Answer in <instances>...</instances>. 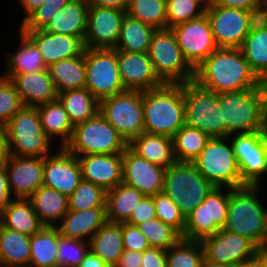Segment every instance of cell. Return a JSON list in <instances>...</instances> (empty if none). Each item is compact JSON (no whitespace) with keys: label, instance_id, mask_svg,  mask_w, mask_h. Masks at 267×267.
<instances>
[{"label":"cell","instance_id":"1","mask_svg":"<svg viewBox=\"0 0 267 267\" xmlns=\"http://www.w3.org/2000/svg\"><path fill=\"white\" fill-rule=\"evenodd\" d=\"M194 81L217 93L255 88L262 83L240 48H217L195 69Z\"/></svg>","mask_w":267,"mask_h":267},{"label":"cell","instance_id":"2","mask_svg":"<svg viewBox=\"0 0 267 267\" xmlns=\"http://www.w3.org/2000/svg\"><path fill=\"white\" fill-rule=\"evenodd\" d=\"M219 106L224 121V137L238 131H267V83L241 91L219 93Z\"/></svg>","mask_w":267,"mask_h":267},{"label":"cell","instance_id":"3","mask_svg":"<svg viewBox=\"0 0 267 267\" xmlns=\"http://www.w3.org/2000/svg\"><path fill=\"white\" fill-rule=\"evenodd\" d=\"M260 185L229 188L227 220L223 229L248 238L267 250V211L257 194Z\"/></svg>","mask_w":267,"mask_h":267},{"label":"cell","instance_id":"4","mask_svg":"<svg viewBox=\"0 0 267 267\" xmlns=\"http://www.w3.org/2000/svg\"><path fill=\"white\" fill-rule=\"evenodd\" d=\"M144 132L173 137L185 125L184 84L142 91Z\"/></svg>","mask_w":267,"mask_h":267},{"label":"cell","instance_id":"5","mask_svg":"<svg viewBox=\"0 0 267 267\" xmlns=\"http://www.w3.org/2000/svg\"><path fill=\"white\" fill-rule=\"evenodd\" d=\"M213 188L193 162L176 161L166 169L162 192L169 196L186 218Z\"/></svg>","mask_w":267,"mask_h":267},{"label":"cell","instance_id":"6","mask_svg":"<svg viewBox=\"0 0 267 267\" xmlns=\"http://www.w3.org/2000/svg\"><path fill=\"white\" fill-rule=\"evenodd\" d=\"M9 155L46 157L50 139L42 129L37 107L24 106L5 125Z\"/></svg>","mask_w":267,"mask_h":267},{"label":"cell","instance_id":"7","mask_svg":"<svg viewBox=\"0 0 267 267\" xmlns=\"http://www.w3.org/2000/svg\"><path fill=\"white\" fill-rule=\"evenodd\" d=\"M128 143L98 112L92 118L74 126L65 148L73 155L122 154Z\"/></svg>","mask_w":267,"mask_h":267},{"label":"cell","instance_id":"8","mask_svg":"<svg viewBox=\"0 0 267 267\" xmlns=\"http://www.w3.org/2000/svg\"><path fill=\"white\" fill-rule=\"evenodd\" d=\"M148 56L159 79L166 84H184L194 80L195 70L184 58L170 28L157 29L151 39Z\"/></svg>","mask_w":267,"mask_h":267},{"label":"cell","instance_id":"9","mask_svg":"<svg viewBox=\"0 0 267 267\" xmlns=\"http://www.w3.org/2000/svg\"><path fill=\"white\" fill-rule=\"evenodd\" d=\"M184 103L185 125L201 130L210 138H224L219 93L192 80L184 83Z\"/></svg>","mask_w":267,"mask_h":267},{"label":"cell","instance_id":"10","mask_svg":"<svg viewBox=\"0 0 267 267\" xmlns=\"http://www.w3.org/2000/svg\"><path fill=\"white\" fill-rule=\"evenodd\" d=\"M227 138H210L199 156L193 161L197 170L214 186L237 188L244 186L234 156L232 144Z\"/></svg>","mask_w":267,"mask_h":267},{"label":"cell","instance_id":"11","mask_svg":"<svg viewBox=\"0 0 267 267\" xmlns=\"http://www.w3.org/2000/svg\"><path fill=\"white\" fill-rule=\"evenodd\" d=\"M99 113L127 143L144 133L142 91L125 90L100 100Z\"/></svg>","mask_w":267,"mask_h":267},{"label":"cell","instance_id":"12","mask_svg":"<svg viewBox=\"0 0 267 267\" xmlns=\"http://www.w3.org/2000/svg\"><path fill=\"white\" fill-rule=\"evenodd\" d=\"M86 86L98 100L125 91L119 75L117 50L85 48Z\"/></svg>","mask_w":267,"mask_h":267},{"label":"cell","instance_id":"13","mask_svg":"<svg viewBox=\"0 0 267 267\" xmlns=\"http://www.w3.org/2000/svg\"><path fill=\"white\" fill-rule=\"evenodd\" d=\"M223 187H214L187 217L183 239L202 241L223 229L227 220L229 206L228 192L222 193Z\"/></svg>","mask_w":267,"mask_h":267},{"label":"cell","instance_id":"14","mask_svg":"<svg viewBox=\"0 0 267 267\" xmlns=\"http://www.w3.org/2000/svg\"><path fill=\"white\" fill-rule=\"evenodd\" d=\"M205 14L218 48H240L258 17L249 11L226 8L211 3Z\"/></svg>","mask_w":267,"mask_h":267},{"label":"cell","instance_id":"15","mask_svg":"<svg viewBox=\"0 0 267 267\" xmlns=\"http://www.w3.org/2000/svg\"><path fill=\"white\" fill-rule=\"evenodd\" d=\"M234 156L245 185H259L267 172V131L241 133L231 141Z\"/></svg>","mask_w":267,"mask_h":267},{"label":"cell","instance_id":"16","mask_svg":"<svg viewBox=\"0 0 267 267\" xmlns=\"http://www.w3.org/2000/svg\"><path fill=\"white\" fill-rule=\"evenodd\" d=\"M171 30L184 58L194 70L218 48L206 14Z\"/></svg>","mask_w":267,"mask_h":267},{"label":"cell","instance_id":"17","mask_svg":"<svg viewBox=\"0 0 267 267\" xmlns=\"http://www.w3.org/2000/svg\"><path fill=\"white\" fill-rule=\"evenodd\" d=\"M207 261L239 266L260 249L248 238L220 229L201 241Z\"/></svg>","mask_w":267,"mask_h":267},{"label":"cell","instance_id":"18","mask_svg":"<svg viewBox=\"0 0 267 267\" xmlns=\"http://www.w3.org/2000/svg\"><path fill=\"white\" fill-rule=\"evenodd\" d=\"M125 14L121 9L90 5L85 48L115 49Z\"/></svg>","mask_w":267,"mask_h":267},{"label":"cell","instance_id":"19","mask_svg":"<svg viewBox=\"0 0 267 267\" xmlns=\"http://www.w3.org/2000/svg\"><path fill=\"white\" fill-rule=\"evenodd\" d=\"M166 168L140 157L129 147L122 153L123 182L133 186L145 196L163 191Z\"/></svg>","mask_w":267,"mask_h":267},{"label":"cell","instance_id":"20","mask_svg":"<svg viewBox=\"0 0 267 267\" xmlns=\"http://www.w3.org/2000/svg\"><path fill=\"white\" fill-rule=\"evenodd\" d=\"M43 186L52 188L69 197L83 180L77 156L65 147L58 153L44 157Z\"/></svg>","mask_w":267,"mask_h":267},{"label":"cell","instance_id":"21","mask_svg":"<svg viewBox=\"0 0 267 267\" xmlns=\"http://www.w3.org/2000/svg\"><path fill=\"white\" fill-rule=\"evenodd\" d=\"M15 199H28L44 182V157L9 155L4 163Z\"/></svg>","mask_w":267,"mask_h":267},{"label":"cell","instance_id":"22","mask_svg":"<svg viewBox=\"0 0 267 267\" xmlns=\"http://www.w3.org/2000/svg\"><path fill=\"white\" fill-rule=\"evenodd\" d=\"M119 75L126 90L148 91L164 83L156 75L148 53L117 50Z\"/></svg>","mask_w":267,"mask_h":267},{"label":"cell","instance_id":"23","mask_svg":"<svg viewBox=\"0 0 267 267\" xmlns=\"http://www.w3.org/2000/svg\"><path fill=\"white\" fill-rule=\"evenodd\" d=\"M83 180L106 192L123 182L122 154H88L77 157Z\"/></svg>","mask_w":267,"mask_h":267},{"label":"cell","instance_id":"24","mask_svg":"<svg viewBox=\"0 0 267 267\" xmlns=\"http://www.w3.org/2000/svg\"><path fill=\"white\" fill-rule=\"evenodd\" d=\"M39 49L46 67L60 61L81 55L84 42L78 37L39 30H19Z\"/></svg>","mask_w":267,"mask_h":267},{"label":"cell","instance_id":"25","mask_svg":"<svg viewBox=\"0 0 267 267\" xmlns=\"http://www.w3.org/2000/svg\"><path fill=\"white\" fill-rule=\"evenodd\" d=\"M9 80L15 86L24 106L36 107L58 99V92L47 69L13 74Z\"/></svg>","mask_w":267,"mask_h":267},{"label":"cell","instance_id":"26","mask_svg":"<svg viewBox=\"0 0 267 267\" xmlns=\"http://www.w3.org/2000/svg\"><path fill=\"white\" fill-rule=\"evenodd\" d=\"M106 221V207H96L81 211L68 210L61 219V225H56V228L62 237L83 241L87 237V241L90 242L92 236Z\"/></svg>","mask_w":267,"mask_h":267},{"label":"cell","instance_id":"27","mask_svg":"<svg viewBox=\"0 0 267 267\" xmlns=\"http://www.w3.org/2000/svg\"><path fill=\"white\" fill-rule=\"evenodd\" d=\"M89 6L88 0H71L53 16L42 30L78 37L84 42Z\"/></svg>","mask_w":267,"mask_h":267},{"label":"cell","instance_id":"28","mask_svg":"<svg viewBox=\"0 0 267 267\" xmlns=\"http://www.w3.org/2000/svg\"><path fill=\"white\" fill-rule=\"evenodd\" d=\"M128 147L140 157L166 169L176 162L173 139L169 136L144 132L133 138Z\"/></svg>","mask_w":267,"mask_h":267},{"label":"cell","instance_id":"29","mask_svg":"<svg viewBox=\"0 0 267 267\" xmlns=\"http://www.w3.org/2000/svg\"><path fill=\"white\" fill-rule=\"evenodd\" d=\"M240 50L251 70L267 83V23L261 17L252 24Z\"/></svg>","mask_w":267,"mask_h":267},{"label":"cell","instance_id":"30","mask_svg":"<svg viewBox=\"0 0 267 267\" xmlns=\"http://www.w3.org/2000/svg\"><path fill=\"white\" fill-rule=\"evenodd\" d=\"M28 200L44 226H55L54 222L69 210L68 197L45 186L39 187Z\"/></svg>","mask_w":267,"mask_h":267},{"label":"cell","instance_id":"31","mask_svg":"<svg viewBox=\"0 0 267 267\" xmlns=\"http://www.w3.org/2000/svg\"><path fill=\"white\" fill-rule=\"evenodd\" d=\"M47 70L58 93L86 86L84 52L79 56L60 60L48 66Z\"/></svg>","mask_w":267,"mask_h":267},{"label":"cell","instance_id":"32","mask_svg":"<svg viewBox=\"0 0 267 267\" xmlns=\"http://www.w3.org/2000/svg\"><path fill=\"white\" fill-rule=\"evenodd\" d=\"M90 250L107 265L114 267L121 256L124 246L122 223L106 221L90 240Z\"/></svg>","mask_w":267,"mask_h":267},{"label":"cell","instance_id":"33","mask_svg":"<svg viewBox=\"0 0 267 267\" xmlns=\"http://www.w3.org/2000/svg\"><path fill=\"white\" fill-rule=\"evenodd\" d=\"M36 107L46 136L50 140L53 136L61 137V147H65L71 140L74 126L63 104L56 99Z\"/></svg>","mask_w":267,"mask_h":267},{"label":"cell","instance_id":"34","mask_svg":"<svg viewBox=\"0 0 267 267\" xmlns=\"http://www.w3.org/2000/svg\"><path fill=\"white\" fill-rule=\"evenodd\" d=\"M1 225L30 237L44 226L28 199H12L2 211Z\"/></svg>","mask_w":267,"mask_h":267},{"label":"cell","instance_id":"35","mask_svg":"<svg viewBox=\"0 0 267 267\" xmlns=\"http://www.w3.org/2000/svg\"><path fill=\"white\" fill-rule=\"evenodd\" d=\"M60 233L55 226H43L30 237L29 267H57Z\"/></svg>","mask_w":267,"mask_h":267},{"label":"cell","instance_id":"36","mask_svg":"<svg viewBox=\"0 0 267 267\" xmlns=\"http://www.w3.org/2000/svg\"><path fill=\"white\" fill-rule=\"evenodd\" d=\"M156 30L154 26L125 14L115 50L148 53L152 36Z\"/></svg>","mask_w":267,"mask_h":267},{"label":"cell","instance_id":"37","mask_svg":"<svg viewBox=\"0 0 267 267\" xmlns=\"http://www.w3.org/2000/svg\"><path fill=\"white\" fill-rule=\"evenodd\" d=\"M144 196L136 188L124 182L107 191L105 201L107 221L126 222Z\"/></svg>","mask_w":267,"mask_h":267},{"label":"cell","instance_id":"38","mask_svg":"<svg viewBox=\"0 0 267 267\" xmlns=\"http://www.w3.org/2000/svg\"><path fill=\"white\" fill-rule=\"evenodd\" d=\"M0 256L3 267H29L30 236L0 224Z\"/></svg>","mask_w":267,"mask_h":267},{"label":"cell","instance_id":"39","mask_svg":"<svg viewBox=\"0 0 267 267\" xmlns=\"http://www.w3.org/2000/svg\"><path fill=\"white\" fill-rule=\"evenodd\" d=\"M73 126L92 118L99 112V101L87 88L58 93Z\"/></svg>","mask_w":267,"mask_h":267},{"label":"cell","instance_id":"40","mask_svg":"<svg viewBox=\"0 0 267 267\" xmlns=\"http://www.w3.org/2000/svg\"><path fill=\"white\" fill-rule=\"evenodd\" d=\"M20 39V49L9 56L6 72L2 75L7 79L13 74L38 72L47 69L37 46L21 31Z\"/></svg>","mask_w":267,"mask_h":267},{"label":"cell","instance_id":"41","mask_svg":"<svg viewBox=\"0 0 267 267\" xmlns=\"http://www.w3.org/2000/svg\"><path fill=\"white\" fill-rule=\"evenodd\" d=\"M172 139L176 161L193 162L206 146L210 137L197 128L184 125Z\"/></svg>","mask_w":267,"mask_h":267},{"label":"cell","instance_id":"42","mask_svg":"<svg viewBox=\"0 0 267 267\" xmlns=\"http://www.w3.org/2000/svg\"><path fill=\"white\" fill-rule=\"evenodd\" d=\"M204 249L201 241L181 238L166 250L167 267H201Z\"/></svg>","mask_w":267,"mask_h":267},{"label":"cell","instance_id":"43","mask_svg":"<svg viewBox=\"0 0 267 267\" xmlns=\"http://www.w3.org/2000/svg\"><path fill=\"white\" fill-rule=\"evenodd\" d=\"M126 14L156 29L166 28L167 9L164 0H130Z\"/></svg>","mask_w":267,"mask_h":267},{"label":"cell","instance_id":"44","mask_svg":"<svg viewBox=\"0 0 267 267\" xmlns=\"http://www.w3.org/2000/svg\"><path fill=\"white\" fill-rule=\"evenodd\" d=\"M137 227L146 237L149 245L154 248L167 250L182 238L175 228L157 217L138 224Z\"/></svg>","mask_w":267,"mask_h":267},{"label":"cell","instance_id":"45","mask_svg":"<svg viewBox=\"0 0 267 267\" xmlns=\"http://www.w3.org/2000/svg\"><path fill=\"white\" fill-rule=\"evenodd\" d=\"M106 191L92 182L82 180L68 197L69 210H87L106 207Z\"/></svg>","mask_w":267,"mask_h":267},{"label":"cell","instance_id":"46","mask_svg":"<svg viewBox=\"0 0 267 267\" xmlns=\"http://www.w3.org/2000/svg\"><path fill=\"white\" fill-rule=\"evenodd\" d=\"M201 6V7H200ZM166 28H172L205 14V8L195 0H167Z\"/></svg>","mask_w":267,"mask_h":267},{"label":"cell","instance_id":"47","mask_svg":"<svg viewBox=\"0 0 267 267\" xmlns=\"http://www.w3.org/2000/svg\"><path fill=\"white\" fill-rule=\"evenodd\" d=\"M89 250L90 243L87 240L65 238L60 235L57 267H79Z\"/></svg>","mask_w":267,"mask_h":267},{"label":"cell","instance_id":"48","mask_svg":"<svg viewBox=\"0 0 267 267\" xmlns=\"http://www.w3.org/2000/svg\"><path fill=\"white\" fill-rule=\"evenodd\" d=\"M153 201L157 218L165 224L171 225L183 235L186 218L181 213L179 207L163 192L154 195Z\"/></svg>","mask_w":267,"mask_h":267},{"label":"cell","instance_id":"49","mask_svg":"<svg viewBox=\"0 0 267 267\" xmlns=\"http://www.w3.org/2000/svg\"><path fill=\"white\" fill-rule=\"evenodd\" d=\"M24 107L19 93L13 83L1 76L0 78V124L6 125L8 121Z\"/></svg>","mask_w":267,"mask_h":267},{"label":"cell","instance_id":"50","mask_svg":"<svg viewBox=\"0 0 267 267\" xmlns=\"http://www.w3.org/2000/svg\"><path fill=\"white\" fill-rule=\"evenodd\" d=\"M71 0H45L21 24L20 30L43 29L53 16Z\"/></svg>","mask_w":267,"mask_h":267},{"label":"cell","instance_id":"51","mask_svg":"<svg viewBox=\"0 0 267 267\" xmlns=\"http://www.w3.org/2000/svg\"><path fill=\"white\" fill-rule=\"evenodd\" d=\"M124 250L143 252L151 246L137 226L122 222Z\"/></svg>","mask_w":267,"mask_h":267},{"label":"cell","instance_id":"52","mask_svg":"<svg viewBox=\"0 0 267 267\" xmlns=\"http://www.w3.org/2000/svg\"><path fill=\"white\" fill-rule=\"evenodd\" d=\"M156 217L153 196H144L133 209L131 216L126 223L137 226L138 224Z\"/></svg>","mask_w":267,"mask_h":267},{"label":"cell","instance_id":"53","mask_svg":"<svg viewBox=\"0 0 267 267\" xmlns=\"http://www.w3.org/2000/svg\"><path fill=\"white\" fill-rule=\"evenodd\" d=\"M264 0H212L217 6L235 8L253 12L258 18L261 17Z\"/></svg>","mask_w":267,"mask_h":267},{"label":"cell","instance_id":"54","mask_svg":"<svg viewBox=\"0 0 267 267\" xmlns=\"http://www.w3.org/2000/svg\"><path fill=\"white\" fill-rule=\"evenodd\" d=\"M141 267H167L166 250L150 247L143 251Z\"/></svg>","mask_w":267,"mask_h":267},{"label":"cell","instance_id":"55","mask_svg":"<svg viewBox=\"0 0 267 267\" xmlns=\"http://www.w3.org/2000/svg\"><path fill=\"white\" fill-rule=\"evenodd\" d=\"M142 252L123 250L114 267H141Z\"/></svg>","mask_w":267,"mask_h":267},{"label":"cell","instance_id":"56","mask_svg":"<svg viewBox=\"0 0 267 267\" xmlns=\"http://www.w3.org/2000/svg\"><path fill=\"white\" fill-rule=\"evenodd\" d=\"M11 191L7 178L5 165H0V210L3 211L6 206L12 201Z\"/></svg>","mask_w":267,"mask_h":267},{"label":"cell","instance_id":"57","mask_svg":"<svg viewBox=\"0 0 267 267\" xmlns=\"http://www.w3.org/2000/svg\"><path fill=\"white\" fill-rule=\"evenodd\" d=\"M237 267H267V250H259Z\"/></svg>","mask_w":267,"mask_h":267},{"label":"cell","instance_id":"58","mask_svg":"<svg viewBox=\"0 0 267 267\" xmlns=\"http://www.w3.org/2000/svg\"><path fill=\"white\" fill-rule=\"evenodd\" d=\"M130 0H88L89 5L121 9L126 11Z\"/></svg>","mask_w":267,"mask_h":267},{"label":"cell","instance_id":"59","mask_svg":"<svg viewBox=\"0 0 267 267\" xmlns=\"http://www.w3.org/2000/svg\"><path fill=\"white\" fill-rule=\"evenodd\" d=\"M79 267H110L98 255L91 250L87 252Z\"/></svg>","mask_w":267,"mask_h":267},{"label":"cell","instance_id":"60","mask_svg":"<svg viewBox=\"0 0 267 267\" xmlns=\"http://www.w3.org/2000/svg\"><path fill=\"white\" fill-rule=\"evenodd\" d=\"M9 156L8 145L6 139V129L0 124V165H3Z\"/></svg>","mask_w":267,"mask_h":267},{"label":"cell","instance_id":"61","mask_svg":"<svg viewBox=\"0 0 267 267\" xmlns=\"http://www.w3.org/2000/svg\"><path fill=\"white\" fill-rule=\"evenodd\" d=\"M45 0H20L19 2L22 3L24 10H25V17L23 21L34 11L36 10L40 5L44 3Z\"/></svg>","mask_w":267,"mask_h":267},{"label":"cell","instance_id":"62","mask_svg":"<svg viewBox=\"0 0 267 267\" xmlns=\"http://www.w3.org/2000/svg\"><path fill=\"white\" fill-rule=\"evenodd\" d=\"M201 267H236V266H234V265H229V264H223V263H215V262L207 261V260L204 258Z\"/></svg>","mask_w":267,"mask_h":267},{"label":"cell","instance_id":"63","mask_svg":"<svg viewBox=\"0 0 267 267\" xmlns=\"http://www.w3.org/2000/svg\"><path fill=\"white\" fill-rule=\"evenodd\" d=\"M199 2L205 9L212 3V0H195Z\"/></svg>","mask_w":267,"mask_h":267},{"label":"cell","instance_id":"64","mask_svg":"<svg viewBox=\"0 0 267 267\" xmlns=\"http://www.w3.org/2000/svg\"><path fill=\"white\" fill-rule=\"evenodd\" d=\"M261 18L267 23V5H263Z\"/></svg>","mask_w":267,"mask_h":267},{"label":"cell","instance_id":"65","mask_svg":"<svg viewBox=\"0 0 267 267\" xmlns=\"http://www.w3.org/2000/svg\"><path fill=\"white\" fill-rule=\"evenodd\" d=\"M0 267H3V263H2V260H1V256H0Z\"/></svg>","mask_w":267,"mask_h":267},{"label":"cell","instance_id":"66","mask_svg":"<svg viewBox=\"0 0 267 267\" xmlns=\"http://www.w3.org/2000/svg\"><path fill=\"white\" fill-rule=\"evenodd\" d=\"M263 5H267V0H264L263 1Z\"/></svg>","mask_w":267,"mask_h":267},{"label":"cell","instance_id":"67","mask_svg":"<svg viewBox=\"0 0 267 267\" xmlns=\"http://www.w3.org/2000/svg\"><path fill=\"white\" fill-rule=\"evenodd\" d=\"M1 215H2V211L0 210V224H1Z\"/></svg>","mask_w":267,"mask_h":267}]
</instances>
